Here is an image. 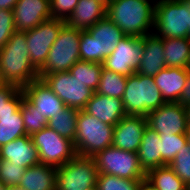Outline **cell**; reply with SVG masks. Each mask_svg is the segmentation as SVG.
<instances>
[{"mask_svg": "<svg viewBox=\"0 0 190 190\" xmlns=\"http://www.w3.org/2000/svg\"><path fill=\"white\" fill-rule=\"evenodd\" d=\"M0 78L20 89L39 79V72L30 61L26 32L15 31L0 50Z\"/></svg>", "mask_w": 190, "mask_h": 190, "instance_id": "6da1fadb", "label": "cell"}, {"mask_svg": "<svg viewBox=\"0 0 190 190\" xmlns=\"http://www.w3.org/2000/svg\"><path fill=\"white\" fill-rule=\"evenodd\" d=\"M106 16L126 36L142 38L153 33L155 7L140 0H114L106 6Z\"/></svg>", "mask_w": 190, "mask_h": 190, "instance_id": "7a4b0ae2", "label": "cell"}, {"mask_svg": "<svg viewBox=\"0 0 190 190\" xmlns=\"http://www.w3.org/2000/svg\"><path fill=\"white\" fill-rule=\"evenodd\" d=\"M126 35L107 16L86 30H81L80 60L103 63Z\"/></svg>", "mask_w": 190, "mask_h": 190, "instance_id": "3957f363", "label": "cell"}, {"mask_svg": "<svg viewBox=\"0 0 190 190\" xmlns=\"http://www.w3.org/2000/svg\"><path fill=\"white\" fill-rule=\"evenodd\" d=\"M121 99L126 115L147 116L149 112L166 103L154 78L137 72L127 76L125 92Z\"/></svg>", "mask_w": 190, "mask_h": 190, "instance_id": "277c9868", "label": "cell"}, {"mask_svg": "<svg viewBox=\"0 0 190 190\" xmlns=\"http://www.w3.org/2000/svg\"><path fill=\"white\" fill-rule=\"evenodd\" d=\"M76 127L73 143L77 155L93 157L106 147L112 146L114 126L105 124L84 110L78 113Z\"/></svg>", "mask_w": 190, "mask_h": 190, "instance_id": "5b68a950", "label": "cell"}, {"mask_svg": "<svg viewBox=\"0 0 190 190\" xmlns=\"http://www.w3.org/2000/svg\"><path fill=\"white\" fill-rule=\"evenodd\" d=\"M80 36L81 29L71 28L66 24L61 28L57 39L48 52L44 66L38 71L39 79L47 74L67 72L80 60Z\"/></svg>", "mask_w": 190, "mask_h": 190, "instance_id": "8992f818", "label": "cell"}, {"mask_svg": "<svg viewBox=\"0 0 190 190\" xmlns=\"http://www.w3.org/2000/svg\"><path fill=\"white\" fill-rule=\"evenodd\" d=\"M190 10L185 0H163L155 7L153 32L160 38H186Z\"/></svg>", "mask_w": 190, "mask_h": 190, "instance_id": "52a82bcc", "label": "cell"}, {"mask_svg": "<svg viewBox=\"0 0 190 190\" xmlns=\"http://www.w3.org/2000/svg\"><path fill=\"white\" fill-rule=\"evenodd\" d=\"M98 169L93 157L76 155L56 170V190H96Z\"/></svg>", "mask_w": 190, "mask_h": 190, "instance_id": "ba28073f", "label": "cell"}, {"mask_svg": "<svg viewBox=\"0 0 190 190\" xmlns=\"http://www.w3.org/2000/svg\"><path fill=\"white\" fill-rule=\"evenodd\" d=\"M93 158L99 174H109L131 180L146 179V173L139 164L136 152L110 146L98 152Z\"/></svg>", "mask_w": 190, "mask_h": 190, "instance_id": "9c48e42d", "label": "cell"}, {"mask_svg": "<svg viewBox=\"0 0 190 190\" xmlns=\"http://www.w3.org/2000/svg\"><path fill=\"white\" fill-rule=\"evenodd\" d=\"M30 137L42 164L59 167L77 155L73 141L60 136L48 126Z\"/></svg>", "mask_w": 190, "mask_h": 190, "instance_id": "30bf717a", "label": "cell"}, {"mask_svg": "<svg viewBox=\"0 0 190 190\" xmlns=\"http://www.w3.org/2000/svg\"><path fill=\"white\" fill-rule=\"evenodd\" d=\"M42 80L63 101L66 107L84 110L95 93L68 71L45 75Z\"/></svg>", "mask_w": 190, "mask_h": 190, "instance_id": "8fae6325", "label": "cell"}, {"mask_svg": "<svg viewBox=\"0 0 190 190\" xmlns=\"http://www.w3.org/2000/svg\"><path fill=\"white\" fill-rule=\"evenodd\" d=\"M64 25V20L50 18L43 21L37 27L26 31L30 61L37 71L44 66L48 52Z\"/></svg>", "mask_w": 190, "mask_h": 190, "instance_id": "7c38bea8", "label": "cell"}, {"mask_svg": "<svg viewBox=\"0 0 190 190\" xmlns=\"http://www.w3.org/2000/svg\"><path fill=\"white\" fill-rule=\"evenodd\" d=\"M143 48V37L125 36L103 61V68L129 76L136 72L143 56Z\"/></svg>", "mask_w": 190, "mask_h": 190, "instance_id": "4fadbf2b", "label": "cell"}, {"mask_svg": "<svg viewBox=\"0 0 190 190\" xmlns=\"http://www.w3.org/2000/svg\"><path fill=\"white\" fill-rule=\"evenodd\" d=\"M146 117L148 126L158 134H185L187 130L186 109L179 102H166Z\"/></svg>", "mask_w": 190, "mask_h": 190, "instance_id": "5bb4252c", "label": "cell"}, {"mask_svg": "<svg viewBox=\"0 0 190 190\" xmlns=\"http://www.w3.org/2000/svg\"><path fill=\"white\" fill-rule=\"evenodd\" d=\"M147 125L146 116L125 115L114 126L112 146L137 153Z\"/></svg>", "mask_w": 190, "mask_h": 190, "instance_id": "9a60e30c", "label": "cell"}, {"mask_svg": "<svg viewBox=\"0 0 190 190\" xmlns=\"http://www.w3.org/2000/svg\"><path fill=\"white\" fill-rule=\"evenodd\" d=\"M13 11L15 30L29 31L52 18L50 0H18Z\"/></svg>", "mask_w": 190, "mask_h": 190, "instance_id": "2e32d148", "label": "cell"}, {"mask_svg": "<svg viewBox=\"0 0 190 190\" xmlns=\"http://www.w3.org/2000/svg\"><path fill=\"white\" fill-rule=\"evenodd\" d=\"M24 97L48 120L58 115L66 107L63 101L45 84L42 79L32 81L22 88Z\"/></svg>", "mask_w": 190, "mask_h": 190, "instance_id": "e0dca14e", "label": "cell"}, {"mask_svg": "<svg viewBox=\"0 0 190 190\" xmlns=\"http://www.w3.org/2000/svg\"><path fill=\"white\" fill-rule=\"evenodd\" d=\"M0 159L18 167L29 168L40 163L38 150L29 135H24L0 147Z\"/></svg>", "mask_w": 190, "mask_h": 190, "instance_id": "ac0fdd59", "label": "cell"}, {"mask_svg": "<svg viewBox=\"0 0 190 190\" xmlns=\"http://www.w3.org/2000/svg\"><path fill=\"white\" fill-rule=\"evenodd\" d=\"M84 111L105 124L115 126L125 115L122 99L94 93Z\"/></svg>", "mask_w": 190, "mask_h": 190, "instance_id": "d6986e66", "label": "cell"}, {"mask_svg": "<svg viewBox=\"0 0 190 190\" xmlns=\"http://www.w3.org/2000/svg\"><path fill=\"white\" fill-rule=\"evenodd\" d=\"M143 45V56L136 72L144 76L154 77L166 68L162 38L154 32L147 34L143 37Z\"/></svg>", "mask_w": 190, "mask_h": 190, "instance_id": "ffe728a7", "label": "cell"}, {"mask_svg": "<svg viewBox=\"0 0 190 190\" xmlns=\"http://www.w3.org/2000/svg\"><path fill=\"white\" fill-rule=\"evenodd\" d=\"M187 77V68L166 67L153 78L165 102L172 103L179 102Z\"/></svg>", "mask_w": 190, "mask_h": 190, "instance_id": "44dd1931", "label": "cell"}, {"mask_svg": "<svg viewBox=\"0 0 190 190\" xmlns=\"http://www.w3.org/2000/svg\"><path fill=\"white\" fill-rule=\"evenodd\" d=\"M106 16V6L98 0H78L75 10L65 21L71 28L86 30Z\"/></svg>", "mask_w": 190, "mask_h": 190, "instance_id": "7402d4cb", "label": "cell"}, {"mask_svg": "<svg viewBox=\"0 0 190 190\" xmlns=\"http://www.w3.org/2000/svg\"><path fill=\"white\" fill-rule=\"evenodd\" d=\"M57 167L39 163L25 169L19 187L25 190H56Z\"/></svg>", "mask_w": 190, "mask_h": 190, "instance_id": "603a6c76", "label": "cell"}, {"mask_svg": "<svg viewBox=\"0 0 190 190\" xmlns=\"http://www.w3.org/2000/svg\"><path fill=\"white\" fill-rule=\"evenodd\" d=\"M137 155L139 164L145 173L151 169L161 167V141L159 134L148 125L143 133Z\"/></svg>", "mask_w": 190, "mask_h": 190, "instance_id": "cb8c5ba5", "label": "cell"}, {"mask_svg": "<svg viewBox=\"0 0 190 190\" xmlns=\"http://www.w3.org/2000/svg\"><path fill=\"white\" fill-rule=\"evenodd\" d=\"M166 67L186 68L190 56V38H163Z\"/></svg>", "mask_w": 190, "mask_h": 190, "instance_id": "d4e9b609", "label": "cell"}, {"mask_svg": "<svg viewBox=\"0 0 190 190\" xmlns=\"http://www.w3.org/2000/svg\"><path fill=\"white\" fill-rule=\"evenodd\" d=\"M146 180L157 190H186V184L169 165L149 170L146 173Z\"/></svg>", "mask_w": 190, "mask_h": 190, "instance_id": "484cf974", "label": "cell"}, {"mask_svg": "<svg viewBox=\"0 0 190 190\" xmlns=\"http://www.w3.org/2000/svg\"><path fill=\"white\" fill-rule=\"evenodd\" d=\"M79 110L65 107L61 113L48 120V127L56 131L60 136L74 142L77 129V117Z\"/></svg>", "mask_w": 190, "mask_h": 190, "instance_id": "4316f807", "label": "cell"}, {"mask_svg": "<svg viewBox=\"0 0 190 190\" xmlns=\"http://www.w3.org/2000/svg\"><path fill=\"white\" fill-rule=\"evenodd\" d=\"M102 68V63L78 60L68 72L95 92L100 82Z\"/></svg>", "mask_w": 190, "mask_h": 190, "instance_id": "83f0119b", "label": "cell"}, {"mask_svg": "<svg viewBox=\"0 0 190 190\" xmlns=\"http://www.w3.org/2000/svg\"><path fill=\"white\" fill-rule=\"evenodd\" d=\"M27 135L20 108L14 114L0 115V147Z\"/></svg>", "mask_w": 190, "mask_h": 190, "instance_id": "f1b7e54d", "label": "cell"}, {"mask_svg": "<svg viewBox=\"0 0 190 190\" xmlns=\"http://www.w3.org/2000/svg\"><path fill=\"white\" fill-rule=\"evenodd\" d=\"M127 76L102 68L95 93L121 99L125 92Z\"/></svg>", "mask_w": 190, "mask_h": 190, "instance_id": "f546056e", "label": "cell"}, {"mask_svg": "<svg viewBox=\"0 0 190 190\" xmlns=\"http://www.w3.org/2000/svg\"><path fill=\"white\" fill-rule=\"evenodd\" d=\"M20 111L22 113L23 123L26 130V134L31 136L32 134L39 132L48 125V119L36 110V107L30 103L24 96L20 103Z\"/></svg>", "mask_w": 190, "mask_h": 190, "instance_id": "4dcf8cb0", "label": "cell"}, {"mask_svg": "<svg viewBox=\"0 0 190 190\" xmlns=\"http://www.w3.org/2000/svg\"><path fill=\"white\" fill-rule=\"evenodd\" d=\"M161 141V167L169 165L179 151L187 145L185 134H159Z\"/></svg>", "mask_w": 190, "mask_h": 190, "instance_id": "1f68e13d", "label": "cell"}, {"mask_svg": "<svg viewBox=\"0 0 190 190\" xmlns=\"http://www.w3.org/2000/svg\"><path fill=\"white\" fill-rule=\"evenodd\" d=\"M24 96L22 89L13 84L0 86V115L14 114L19 108Z\"/></svg>", "mask_w": 190, "mask_h": 190, "instance_id": "d6a6232c", "label": "cell"}, {"mask_svg": "<svg viewBox=\"0 0 190 190\" xmlns=\"http://www.w3.org/2000/svg\"><path fill=\"white\" fill-rule=\"evenodd\" d=\"M141 181L109 174H98L96 190H138Z\"/></svg>", "mask_w": 190, "mask_h": 190, "instance_id": "836d02e7", "label": "cell"}, {"mask_svg": "<svg viewBox=\"0 0 190 190\" xmlns=\"http://www.w3.org/2000/svg\"><path fill=\"white\" fill-rule=\"evenodd\" d=\"M169 166L185 184L190 182V146L188 144L179 151Z\"/></svg>", "mask_w": 190, "mask_h": 190, "instance_id": "e575fe53", "label": "cell"}, {"mask_svg": "<svg viewBox=\"0 0 190 190\" xmlns=\"http://www.w3.org/2000/svg\"><path fill=\"white\" fill-rule=\"evenodd\" d=\"M24 167L17 166L9 160L0 159V182L8 186H18L25 173Z\"/></svg>", "mask_w": 190, "mask_h": 190, "instance_id": "d590c367", "label": "cell"}, {"mask_svg": "<svg viewBox=\"0 0 190 190\" xmlns=\"http://www.w3.org/2000/svg\"><path fill=\"white\" fill-rule=\"evenodd\" d=\"M15 31L13 11L6 9L0 10V50Z\"/></svg>", "mask_w": 190, "mask_h": 190, "instance_id": "8d00e7d4", "label": "cell"}, {"mask_svg": "<svg viewBox=\"0 0 190 190\" xmlns=\"http://www.w3.org/2000/svg\"><path fill=\"white\" fill-rule=\"evenodd\" d=\"M78 0H50V11L52 18L66 21L75 7Z\"/></svg>", "mask_w": 190, "mask_h": 190, "instance_id": "74e56055", "label": "cell"}, {"mask_svg": "<svg viewBox=\"0 0 190 190\" xmlns=\"http://www.w3.org/2000/svg\"><path fill=\"white\" fill-rule=\"evenodd\" d=\"M179 103L184 107L190 104V71H188V77L185 81V87L180 95Z\"/></svg>", "mask_w": 190, "mask_h": 190, "instance_id": "f35d334b", "label": "cell"}, {"mask_svg": "<svg viewBox=\"0 0 190 190\" xmlns=\"http://www.w3.org/2000/svg\"><path fill=\"white\" fill-rule=\"evenodd\" d=\"M18 0H0V10H12Z\"/></svg>", "mask_w": 190, "mask_h": 190, "instance_id": "ab89813d", "label": "cell"}, {"mask_svg": "<svg viewBox=\"0 0 190 190\" xmlns=\"http://www.w3.org/2000/svg\"><path fill=\"white\" fill-rule=\"evenodd\" d=\"M138 190H157L153 185H151L146 179L142 180Z\"/></svg>", "mask_w": 190, "mask_h": 190, "instance_id": "60d3db41", "label": "cell"}, {"mask_svg": "<svg viewBox=\"0 0 190 190\" xmlns=\"http://www.w3.org/2000/svg\"><path fill=\"white\" fill-rule=\"evenodd\" d=\"M140 1L149 3V4L153 5L154 7H156L163 0H156V1L154 0V2L152 0L151 1L150 0H140Z\"/></svg>", "mask_w": 190, "mask_h": 190, "instance_id": "b9f144b4", "label": "cell"}, {"mask_svg": "<svg viewBox=\"0 0 190 190\" xmlns=\"http://www.w3.org/2000/svg\"><path fill=\"white\" fill-rule=\"evenodd\" d=\"M187 144L190 146V124L187 126V130L185 132Z\"/></svg>", "mask_w": 190, "mask_h": 190, "instance_id": "7bdbcfd3", "label": "cell"}, {"mask_svg": "<svg viewBox=\"0 0 190 190\" xmlns=\"http://www.w3.org/2000/svg\"><path fill=\"white\" fill-rule=\"evenodd\" d=\"M186 109V115H187V122L190 124V104L185 106Z\"/></svg>", "mask_w": 190, "mask_h": 190, "instance_id": "ee69618b", "label": "cell"}, {"mask_svg": "<svg viewBox=\"0 0 190 190\" xmlns=\"http://www.w3.org/2000/svg\"><path fill=\"white\" fill-rule=\"evenodd\" d=\"M6 190H25L19 186H8Z\"/></svg>", "mask_w": 190, "mask_h": 190, "instance_id": "f6af8a7d", "label": "cell"}, {"mask_svg": "<svg viewBox=\"0 0 190 190\" xmlns=\"http://www.w3.org/2000/svg\"><path fill=\"white\" fill-rule=\"evenodd\" d=\"M188 4V8L190 10V0H185ZM188 37L190 38V20H189V26H188Z\"/></svg>", "mask_w": 190, "mask_h": 190, "instance_id": "bcb514c9", "label": "cell"}, {"mask_svg": "<svg viewBox=\"0 0 190 190\" xmlns=\"http://www.w3.org/2000/svg\"><path fill=\"white\" fill-rule=\"evenodd\" d=\"M7 186L0 182V190H6Z\"/></svg>", "mask_w": 190, "mask_h": 190, "instance_id": "7dc6e473", "label": "cell"}, {"mask_svg": "<svg viewBox=\"0 0 190 190\" xmlns=\"http://www.w3.org/2000/svg\"><path fill=\"white\" fill-rule=\"evenodd\" d=\"M98 1H100L101 3H103L105 6L108 5V0H98Z\"/></svg>", "mask_w": 190, "mask_h": 190, "instance_id": "c3c4849f", "label": "cell"}, {"mask_svg": "<svg viewBox=\"0 0 190 190\" xmlns=\"http://www.w3.org/2000/svg\"><path fill=\"white\" fill-rule=\"evenodd\" d=\"M186 68L188 69V71H190V56H189V59H188V63H187Z\"/></svg>", "mask_w": 190, "mask_h": 190, "instance_id": "681fc988", "label": "cell"}, {"mask_svg": "<svg viewBox=\"0 0 190 190\" xmlns=\"http://www.w3.org/2000/svg\"><path fill=\"white\" fill-rule=\"evenodd\" d=\"M186 190H190V182L186 184Z\"/></svg>", "mask_w": 190, "mask_h": 190, "instance_id": "f907efd6", "label": "cell"}, {"mask_svg": "<svg viewBox=\"0 0 190 190\" xmlns=\"http://www.w3.org/2000/svg\"><path fill=\"white\" fill-rule=\"evenodd\" d=\"M2 84H4V83L2 82V80H1V78H0V86H1Z\"/></svg>", "mask_w": 190, "mask_h": 190, "instance_id": "816d5d0a", "label": "cell"}]
</instances>
